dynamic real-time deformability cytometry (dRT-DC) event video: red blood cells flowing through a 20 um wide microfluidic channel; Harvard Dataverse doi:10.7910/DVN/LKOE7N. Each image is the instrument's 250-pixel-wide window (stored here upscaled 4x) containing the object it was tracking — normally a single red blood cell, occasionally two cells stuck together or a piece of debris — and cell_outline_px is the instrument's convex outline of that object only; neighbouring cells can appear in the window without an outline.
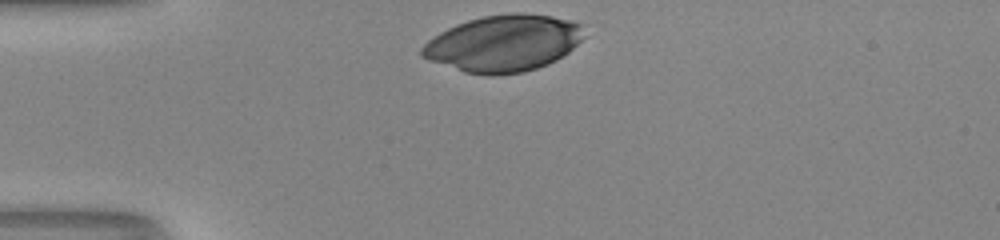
{"species": "human", "species_latin": "Homo sapiens", "temperature_condition": "room temperature", "stored_images_in_passage": 28, "camera_frame_rate_fps": 3000, "um_per_image_px": 0.085, "donor": {"sex": "male"}, "frame": {"image": 1, "passage_image": 1, "time_ms": 0.0, "image_size_px": [1000, 240], "cell_outline_px": [[588, 36], [568, 52], [556, 60], [548, 64], [524, 72], [492, 76], [488, 76], [464, 72], [428, 60], [420, 56], [420, 48], [428, 40], [440, 32], [456, 24], [468, 20], [484, 16], [512, 12], [524, 12], [552, 16], [572, 20], [580, 24]], "centroid_in_image_um": [42.82, 3.68], "position_along_channel_um": 42.2, "area_um2": 54.04}}